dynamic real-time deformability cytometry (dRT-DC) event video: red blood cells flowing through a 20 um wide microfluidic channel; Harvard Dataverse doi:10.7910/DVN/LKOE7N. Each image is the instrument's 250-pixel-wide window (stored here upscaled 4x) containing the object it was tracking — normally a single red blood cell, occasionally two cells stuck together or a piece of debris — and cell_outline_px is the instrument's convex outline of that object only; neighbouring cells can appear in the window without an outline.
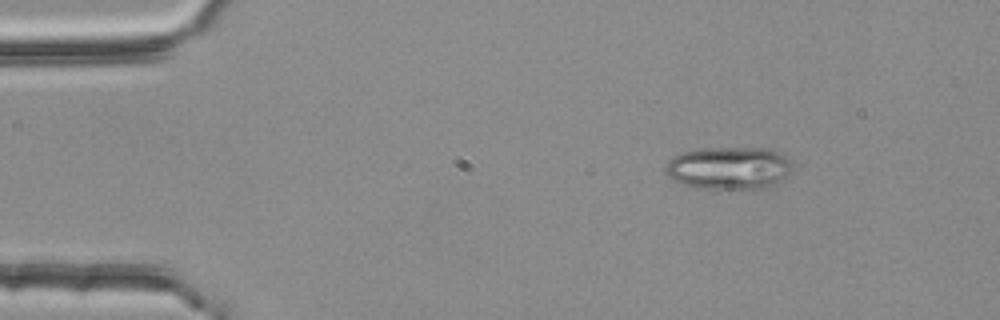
{"species": "common noctule bat (a hibernating species)", "species_latin": "Nyctalus noctula", "temperature_condition": "room temperature", "stored_images_in_passage": 53, "camera_frame_rate_fps": 3000, "um_per_image_px": 0.085, "animal": {"sex": "female", "body_mass_g": 25.1}, "frame": {"image": 1, "passage_image": 7, "time_ms": 2.0, "image_size_px": [1000, 320], "cell_outline_px": [[788, 172], [776, 184], [764, 188], [704, 188], [684, 184], [668, 176], [664, 172], [664, 168], [668, 160], [672, 156], [680, 152], [704, 148], [768, 148], [784, 156], [788, 160]], "centroid_in_image_um": [61.87, 14.26], "position_along_channel_um": 23.1, "area_um2": 30.98}}
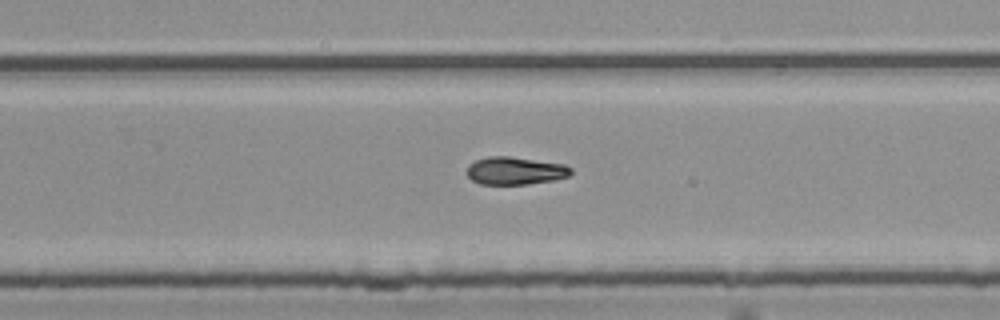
{"frame": {"image": 2, "passage_image": 34, "time_ms": 11.0, "image_size_px": [1000, 320], "cell_outline_px": [[572, 172], [568, 176], [556, 180], [528, 184], [480, 184], [472, 180], [468, 176], [468, 164], [476, 160], [488, 156], [508, 156], [564, 164], [572, 168]], "centroid_in_image_um": [43.8, 14.51], "position_along_channel_um": 286.0, "area_um2": 16.82}}
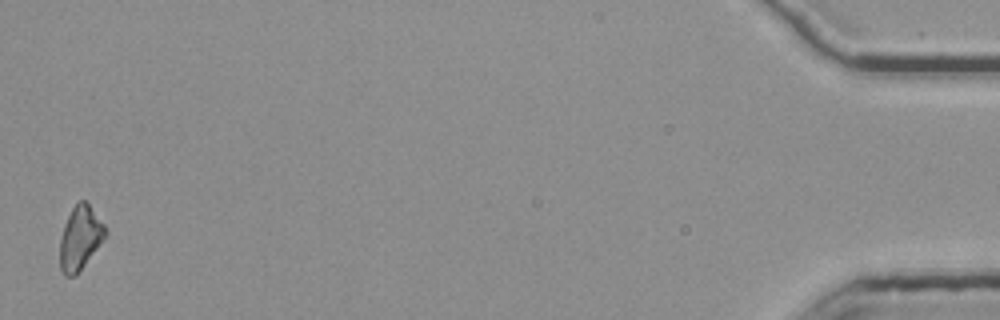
{"frame": {"image": 3, "passage_image": 53, "time_ms": 17.333, "image_size_px": [1000, 320], "cell_outline_px": [[108, 232], [76, 276], [64, 276], [60, 268], [60, 240], [64, 224], [72, 208], [80, 200], [84, 200], [88, 204], [104, 224]], "centroid_in_image_um": [6.79, 20.24], "position_along_channel_um": 428.4, "area_um2": 16.59}, "authors_computed_cell_mechanics": {"area_um2": 17.1666, "velocity_mm_per_s": 3.7821, "shape_relaxation_time_tau1_ms": 9.761, "shape_relaxation_time_tau2_ms": null, "deformation_change_tau1": 0.2001, "deformation_change_tau2": null}}